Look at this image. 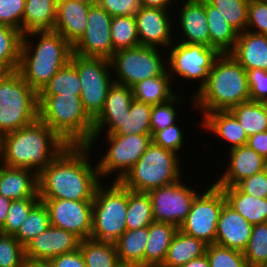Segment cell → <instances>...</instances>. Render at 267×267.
<instances>
[{"mask_svg": "<svg viewBox=\"0 0 267 267\" xmlns=\"http://www.w3.org/2000/svg\"><path fill=\"white\" fill-rule=\"evenodd\" d=\"M88 145H68L37 174L40 199L93 201L100 176ZM91 164V165H90Z\"/></svg>", "mask_w": 267, "mask_h": 267, "instance_id": "6da1fadb", "label": "cell"}, {"mask_svg": "<svg viewBox=\"0 0 267 267\" xmlns=\"http://www.w3.org/2000/svg\"><path fill=\"white\" fill-rule=\"evenodd\" d=\"M68 146L49 126L36 122L0 137V163L38 174Z\"/></svg>", "mask_w": 267, "mask_h": 267, "instance_id": "7a4b0ae2", "label": "cell"}, {"mask_svg": "<svg viewBox=\"0 0 267 267\" xmlns=\"http://www.w3.org/2000/svg\"><path fill=\"white\" fill-rule=\"evenodd\" d=\"M31 36L40 37L36 46L30 45ZM72 54L73 46L58 32H32L22 37L17 71L39 93L58 70L70 62Z\"/></svg>", "mask_w": 267, "mask_h": 267, "instance_id": "3957f363", "label": "cell"}, {"mask_svg": "<svg viewBox=\"0 0 267 267\" xmlns=\"http://www.w3.org/2000/svg\"><path fill=\"white\" fill-rule=\"evenodd\" d=\"M194 105L204 113L228 111L250 100L246 70L230 53L220 54L209 73L205 86L194 94Z\"/></svg>", "mask_w": 267, "mask_h": 267, "instance_id": "277c9868", "label": "cell"}, {"mask_svg": "<svg viewBox=\"0 0 267 267\" xmlns=\"http://www.w3.org/2000/svg\"><path fill=\"white\" fill-rule=\"evenodd\" d=\"M39 119L68 145H89L94 120L77 95H38Z\"/></svg>", "mask_w": 267, "mask_h": 267, "instance_id": "5b68a950", "label": "cell"}, {"mask_svg": "<svg viewBox=\"0 0 267 267\" xmlns=\"http://www.w3.org/2000/svg\"><path fill=\"white\" fill-rule=\"evenodd\" d=\"M39 119L38 93L18 71L0 73V137Z\"/></svg>", "mask_w": 267, "mask_h": 267, "instance_id": "8992f818", "label": "cell"}, {"mask_svg": "<svg viewBox=\"0 0 267 267\" xmlns=\"http://www.w3.org/2000/svg\"><path fill=\"white\" fill-rule=\"evenodd\" d=\"M177 155L151 142L120 182L136 192H148L175 183L181 179Z\"/></svg>", "mask_w": 267, "mask_h": 267, "instance_id": "52a82bcc", "label": "cell"}, {"mask_svg": "<svg viewBox=\"0 0 267 267\" xmlns=\"http://www.w3.org/2000/svg\"><path fill=\"white\" fill-rule=\"evenodd\" d=\"M101 184L93 199L90 238L114 243L127 230L128 189L120 181L112 182L106 189Z\"/></svg>", "mask_w": 267, "mask_h": 267, "instance_id": "ba28073f", "label": "cell"}, {"mask_svg": "<svg viewBox=\"0 0 267 267\" xmlns=\"http://www.w3.org/2000/svg\"><path fill=\"white\" fill-rule=\"evenodd\" d=\"M70 63L76 68L81 84L84 109L94 120L102 111L110 87L114 84L110 60L72 54ZM111 71V72H110Z\"/></svg>", "mask_w": 267, "mask_h": 267, "instance_id": "9c48e42d", "label": "cell"}, {"mask_svg": "<svg viewBox=\"0 0 267 267\" xmlns=\"http://www.w3.org/2000/svg\"><path fill=\"white\" fill-rule=\"evenodd\" d=\"M158 50V47L139 45L115 51L110 59L111 68L118 78L114 83L131 88L145 79L161 76L166 71L167 58L162 60Z\"/></svg>", "mask_w": 267, "mask_h": 267, "instance_id": "30bf717a", "label": "cell"}, {"mask_svg": "<svg viewBox=\"0 0 267 267\" xmlns=\"http://www.w3.org/2000/svg\"><path fill=\"white\" fill-rule=\"evenodd\" d=\"M201 194L195 197L179 230L210 245L215 243L217 223L226 199L221 188L215 184Z\"/></svg>", "mask_w": 267, "mask_h": 267, "instance_id": "8fae6325", "label": "cell"}, {"mask_svg": "<svg viewBox=\"0 0 267 267\" xmlns=\"http://www.w3.org/2000/svg\"><path fill=\"white\" fill-rule=\"evenodd\" d=\"M106 139L109 148L96 164L100 177L117 172L114 181H120L125 176L152 142L151 134H106Z\"/></svg>", "mask_w": 267, "mask_h": 267, "instance_id": "7c38bea8", "label": "cell"}, {"mask_svg": "<svg viewBox=\"0 0 267 267\" xmlns=\"http://www.w3.org/2000/svg\"><path fill=\"white\" fill-rule=\"evenodd\" d=\"M172 46V47H171ZM168 49V64L171 66L169 75L172 72L187 80H198L200 86L197 93L205 86L209 78L210 70L220 53L213 47L202 44L174 43Z\"/></svg>", "mask_w": 267, "mask_h": 267, "instance_id": "4fadbf2b", "label": "cell"}, {"mask_svg": "<svg viewBox=\"0 0 267 267\" xmlns=\"http://www.w3.org/2000/svg\"><path fill=\"white\" fill-rule=\"evenodd\" d=\"M194 190L179 180L148 191L154 221L170 223L179 228L191 210L195 197L199 194Z\"/></svg>", "mask_w": 267, "mask_h": 267, "instance_id": "5bb4252c", "label": "cell"}, {"mask_svg": "<svg viewBox=\"0 0 267 267\" xmlns=\"http://www.w3.org/2000/svg\"><path fill=\"white\" fill-rule=\"evenodd\" d=\"M111 21V15L97 3L92 4L87 16L85 33L73 45V53L110 60L115 53L111 40Z\"/></svg>", "mask_w": 267, "mask_h": 267, "instance_id": "9a60e30c", "label": "cell"}, {"mask_svg": "<svg viewBox=\"0 0 267 267\" xmlns=\"http://www.w3.org/2000/svg\"><path fill=\"white\" fill-rule=\"evenodd\" d=\"M49 212L50 225L73 233L80 240L89 239L92 231L93 201L40 199Z\"/></svg>", "mask_w": 267, "mask_h": 267, "instance_id": "2e32d148", "label": "cell"}, {"mask_svg": "<svg viewBox=\"0 0 267 267\" xmlns=\"http://www.w3.org/2000/svg\"><path fill=\"white\" fill-rule=\"evenodd\" d=\"M79 243L80 239L73 233L50 225L27 243L25 258L26 261L48 262L55 256L77 250Z\"/></svg>", "mask_w": 267, "mask_h": 267, "instance_id": "e0dca14e", "label": "cell"}, {"mask_svg": "<svg viewBox=\"0 0 267 267\" xmlns=\"http://www.w3.org/2000/svg\"><path fill=\"white\" fill-rule=\"evenodd\" d=\"M132 100V89L129 86L114 83L110 87L103 109L94 119L93 138L88 145L90 148L107 126L106 134H114L122 126L124 118L129 115Z\"/></svg>", "mask_w": 267, "mask_h": 267, "instance_id": "ac0fdd59", "label": "cell"}, {"mask_svg": "<svg viewBox=\"0 0 267 267\" xmlns=\"http://www.w3.org/2000/svg\"><path fill=\"white\" fill-rule=\"evenodd\" d=\"M167 9L141 7L134 16L141 46L168 48L173 44L172 23Z\"/></svg>", "mask_w": 267, "mask_h": 267, "instance_id": "d6986e66", "label": "cell"}, {"mask_svg": "<svg viewBox=\"0 0 267 267\" xmlns=\"http://www.w3.org/2000/svg\"><path fill=\"white\" fill-rule=\"evenodd\" d=\"M229 152V166L214 184L218 187H232L245 178L267 168V160L247 144L232 148Z\"/></svg>", "mask_w": 267, "mask_h": 267, "instance_id": "ffe728a7", "label": "cell"}, {"mask_svg": "<svg viewBox=\"0 0 267 267\" xmlns=\"http://www.w3.org/2000/svg\"><path fill=\"white\" fill-rule=\"evenodd\" d=\"M253 225L227 203L223 205L216 229L215 243L244 252Z\"/></svg>", "mask_w": 267, "mask_h": 267, "instance_id": "44dd1931", "label": "cell"}, {"mask_svg": "<svg viewBox=\"0 0 267 267\" xmlns=\"http://www.w3.org/2000/svg\"><path fill=\"white\" fill-rule=\"evenodd\" d=\"M91 5L92 3L78 0H57L53 30L61 34L73 46L85 33Z\"/></svg>", "mask_w": 267, "mask_h": 267, "instance_id": "7402d4cb", "label": "cell"}, {"mask_svg": "<svg viewBox=\"0 0 267 267\" xmlns=\"http://www.w3.org/2000/svg\"><path fill=\"white\" fill-rule=\"evenodd\" d=\"M0 195L11 201L39 198L37 173L28 168L8 167L0 163Z\"/></svg>", "mask_w": 267, "mask_h": 267, "instance_id": "603a6c76", "label": "cell"}, {"mask_svg": "<svg viewBox=\"0 0 267 267\" xmlns=\"http://www.w3.org/2000/svg\"><path fill=\"white\" fill-rule=\"evenodd\" d=\"M230 54L246 71H267V35L248 30L238 33L235 47Z\"/></svg>", "mask_w": 267, "mask_h": 267, "instance_id": "cb8c5ba5", "label": "cell"}, {"mask_svg": "<svg viewBox=\"0 0 267 267\" xmlns=\"http://www.w3.org/2000/svg\"><path fill=\"white\" fill-rule=\"evenodd\" d=\"M179 15V24L186 36L181 43L210 46L205 2L183 3Z\"/></svg>", "mask_w": 267, "mask_h": 267, "instance_id": "d4e9b609", "label": "cell"}, {"mask_svg": "<svg viewBox=\"0 0 267 267\" xmlns=\"http://www.w3.org/2000/svg\"><path fill=\"white\" fill-rule=\"evenodd\" d=\"M202 125L215 134L216 137H221L228 144L231 143L230 149L247 144L248 136L245 130L229 110L204 113Z\"/></svg>", "mask_w": 267, "mask_h": 267, "instance_id": "484cf974", "label": "cell"}, {"mask_svg": "<svg viewBox=\"0 0 267 267\" xmlns=\"http://www.w3.org/2000/svg\"><path fill=\"white\" fill-rule=\"evenodd\" d=\"M178 227L163 222H153L149 225V238L144 251V267H160L178 231Z\"/></svg>", "mask_w": 267, "mask_h": 267, "instance_id": "4316f807", "label": "cell"}, {"mask_svg": "<svg viewBox=\"0 0 267 267\" xmlns=\"http://www.w3.org/2000/svg\"><path fill=\"white\" fill-rule=\"evenodd\" d=\"M57 0H26L21 35L54 29Z\"/></svg>", "mask_w": 267, "mask_h": 267, "instance_id": "83f0119b", "label": "cell"}, {"mask_svg": "<svg viewBox=\"0 0 267 267\" xmlns=\"http://www.w3.org/2000/svg\"><path fill=\"white\" fill-rule=\"evenodd\" d=\"M226 203L241 214L250 224L267 222V198H258L241 192L236 186L220 187Z\"/></svg>", "mask_w": 267, "mask_h": 267, "instance_id": "f1b7e54d", "label": "cell"}, {"mask_svg": "<svg viewBox=\"0 0 267 267\" xmlns=\"http://www.w3.org/2000/svg\"><path fill=\"white\" fill-rule=\"evenodd\" d=\"M206 248V243L178 229L160 267H181L192 259L205 255Z\"/></svg>", "mask_w": 267, "mask_h": 267, "instance_id": "f546056e", "label": "cell"}, {"mask_svg": "<svg viewBox=\"0 0 267 267\" xmlns=\"http://www.w3.org/2000/svg\"><path fill=\"white\" fill-rule=\"evenodd\" d=\"M205 13L210 35V47L215 48L220 54L230 53L235 47L238 32L207 0L205 1Z\"/></svg>", "mask_w": 267, "mask_h": 267, "instance_id": "4dcf8cb0", "label": "cell"}, {"mask_svg": "<svg viewBox=\"0 0 267 267\" xmlns=\"http://www.w3.org/2000/svg\"><path fill=\"white\" fill-rule=\"evenodd\" d=\"M148 238L149 226L126 230L114 242L121 263L144 267V251Z\"/></svg>", "mask_w": 267, "mask_h": 267, "instance_id": "1f68e13d", "label": "cell"}, {"mask_svg": "<svg viewBox=\"0 0 267 267\" xmlns=\"http://www.w3.org/2000/svg\"><path fill=\"white\" fill-rule=\"evenodd\" d=\"M170 77L166 70L161 76L138 82L131 87L133 99L149 105L167 102L176 95L172 92Z\"/></svg>", "mask_w": 267, "mask_h": 267, "instance_id": "d6a6232c", "label": "cell"}, {"mask_svg": "<svg viewBox=\"0 0 267 267\" xmlns=\"http://www.w3.org/2000/svg\"><path fill=\"white\" fill-rule=\"evenodd\" d=\"M79 249L86 267H118L121 264L113 242L84 239L80 240Z\"/></svg>", "mask_w": 267, "mask_h": 267, "instance_id": "836d02e7", "label": "cell"}, {"mask_svg": "<svg viewBox=\"0 0 267 267\" xmlns=\"http://www.w3.org/2000/svg\"><path fill=\"white\" fill-rule=\"evenodd\" d=\"M229 111L237 118L248 137L267 130V103L249 100Z\"/></svg>", "mask_w": 267, "mask_h": 267, "instance_id": "e575fe53", "label": "cell"}, {"mask_svg": "<svg viewBox=\"0 0 267 267\" xmlns=\"http://www.w3.org/2000/svg\"><path fill=\"white\" fill-rule=\"evenodd\" d=\"M127 230L148 227L154 222L152 203L148 192H136L128 189L126 213Z\"/></svg>", "mask_w": 267, "mask_h": 267, "instance_id": "d590c367", "label": "cell"}, {"mask_svg": "<svg viewBox=\"0 0 267 267\" xmlns=\"http://www.w3.org/2000/svg\"><path fill=\"white\" fill-rule=\"evenodd\" d=\"M21 32L0 24V69L17 71L20 63Z\"/></svg>", "mask_w": 267, "mask_h": 267, "instance_id": "8d00e7d4", "label": "cell"}, {"mask_svg": "<svg viewBox=\"0 0 267 267\" xmlns=\"http://www.w3.org/2000/svg\"><path fill=\"white\" fill-rule=\"evenodd\" d=\"M81 95V84L76 68L69 62L58 70L38 95Z\"/></svg>", "mask_w": 267, "mask_h": 267, "instance_id": "74e56055", "label": "cell"}, {"mask_svg": "<svg viewBox=\"0 0 267 267\" xmlns=\"http://www.w3.org/2000/svg\"><path fill=\"white\" fill-rule=\"evenodd\" d=\"M50 226L49 212L43 201H39L21 224L14 238L24 247L34 237Z\"/></svg>", "mask_w": 267, "mask_h": 267, "instance_id": "f35d334b", "label": "cell"}, {"mask_svg": "<svg viewBox=\"0 0 267 267\" xmlns=\"http://www.w3.org/2000/svg\"><path fill=\"white\" fill-rule=\"evenodd\" d=\"M152 105L132 100L129 115L122 126L112 135L151 134L150 116Z\"/></svg>", "mask_w": 267, "mask_h": 267, "instance_id": "ab89813d", "label": "cell"}, {"mask_svg": "<svg viewBox=\"0 0 267 267\" xmlns=\"http://www.w3.org/2000/svg\"><path fill=\"white\" fill-rule=\"evenodd\" d=\"M111 40L114 51L140 45L134 16H114L111 21Z\"/></svg>", "mask_w": 267, "mask_h": 267, "instance_id": "60d3db41", "label": "cell"}, {"mask_svg": "<svg viewBox=\"0 0 267 267\" xmlns=\"http://www.w3.org/2000/svg\"><path fill=\"white\" fill-rule=\"evenodd\" d=\"M238 32L246 30L249 0H207Z\"/></svg>", "mask_w": 267, "mask_h": 267, "instance_id": "b9f144b4", "label": "cell"}, {"mask_svg": "<svg viewBox=\"0 0 267 267\" xmlns=\"http://www.w3.org/2000/svg\"><path fill=\"white\" fill-rule=\"evenodd\" d=\"M243 253L248 267L267 262V222L253 225L251 237Z\"/></svg>", "mask_w": 267, "mask_h": 267, "instance_id": "7bdbcfd3", "label": "cell"}, {"mask_svg": "<svg viewBox=\"0 0 267 267\" xmlns=\"http://www.w3.org/2000/svg\"><path fill=\"white\" fill-rule=\"evenodd\" d=\"M40 201V198H23L11 201V205L0 233L15 235L21 224L27 218L31 209Z\"/></svg>", "mask_w": 267, "mask_h": 267, "instance_id": "ee69618b", "label": "cell"}, {"mask_svg": "<svg viewBox=\"0 0 267 267\" xmlns=\"http://www.w3.org/2000/svg\"><path fill=\"white\" fill-rule=\"evenodd\" d=\"M206 256L210 267H248L243 252L216 243L207 245Z\"/></svg>", "mask_w": 267, "mask_h": 267, "instance_id": "f6af8a7d", "label": "cell"}, {"mask_svg": "<svg viewBox=\"0 0 267 267\" xmlns=\"http://www.w3.org/2000/svg\"><path fill=\"white\" fill-rule=\"evenodd\" d=\"M25 248L13 235L0 233V267H25Z\"/></svg>", "mask_w": 267, "mask_h": 267, "instance_id": "bcb514c9", "label": "cell"}, {"mask_svg": "<svg viewBox=\"0 0 267 267\" xmlns=\"http://www.w3.org/2000/svg\"><path fill=\"white\" fill-rule=\"evenodd\" d=\"M179 99L181 98L175 95L167 102L152 105L150 116L151 135L155 131H162L169 125L176 123L177 113L174 104L177 105Z\"/></svg>", "mask_w": 267, "mask_h": 267, "instance_id": "7dc6e473", "label": "cell"}, {"mask_svg": "<svg viewBox=\"0 0 267 267\" xmlns=\"http://www.w3.org/2000/svg\"><path fill=\"white\" fill-rule=\"evenodd\" d=\"M26 0H0V24L22 32Z\"/></svg>", "mask_w": 267, "mask_h": 267, "instance_id": "c3c4849f", "label": "cell"}, {"mask_svg": "<svg viewBox=\"0 0 267 267\" xmlns=\"http://www.w3.org/2000/svg\"><path fill=\"white\" fill-rule=\"evenodd\" d=\"M246 30L267 35V0H249Z\"/></svg>", "mask_w": 267, "mask_h": 267, "instance_id": "681fc988", "label": "cell"}, {"mask_svg": "<svg viewBox=\"0 0 267 267\" xmlns=\"http://www.w3.org/2000/svg\"><path fill=\"white\" fill-rule=\"evenodd\" d=\"M183 136L182 129L175 123L169 125L162 131H155L151 135V139L156 145L177 154V151L181 150L180 148L183 146Z\"/></svg>", "mask_w": 267, "mask_h": 267, "instance_id": "f907efd6", "label": "cell"}, {"mask_svg": "<svg viewBox=\"0 0 267 267\" xmlns=\"http://www.w3.org/2000/svg\"><path fill=\"white\" fill-rule=\"evenodd\" d=\"M96 3L112 17L135 16L141 8L139 0H97Z\"/></svg>", "mask_w": 267, "mask_h": 267, "instance_id": "816d5d0a", "label": "cell"}, {"mask_svg": "<svg viewBox=\"0 0 267 267\" xmlns=\"http://www.w3.org/2000/svg\"><path fill=\"white\" fill-rule=\"evenodd\" d=\"M241 192L258 198H267V168L245 178L235 185Z\"/></svg>", "mask_w": 267, "mask_h": 267, "instance_id": "f5cc1de1", "label": "cell"}, {"mask_svg": "<svg viewBox=\"0 0 267 267\" xmlns=\"http://www.w3.org/2000/svg\"><path fill=\"white\" fill-rule=\"evenodd\" d=\"M250 88V100L267 103V71L260 69L247 70Z\"/></svg>", "mask_w": 267, "mask_h": 267, "instance_id": "db71d44e", "label": "cell"}, {"mask_svg": "<svg viewBox=\"0 0 267 267\" xmlns=\"http://www.w3.org/2000/svg\"><path fill=\"white\" fill-rule=\"evenodd\" d=\"M51 267H86L84 257L78 248L77 250L55 256L48 261Z\"/></svg>", "mask_w": 267, "mask_h": 267, "instance_id": "11a10c76", "label": "cell"}, {"mask_svg": "<svg viewBox=\"0 0 267 267\" xmlns=\"http://www.w3.org/2000/svg\"><path fill=\"white\" fill-rule=\"evenodd\" d=\"M247 145L267 160V130L249 136Z\"/></svg>", "mask_w": 267, "mask_h": 267, "instance_id": "9f6ffc18", "label": "cell"}, {"mask_svg": "<svg viewBox=\"0 0 267 267\" xmlns=\"http://www.w3.org/2000/svg\"><path fill=\"white\" fill-rule=\"evenodd\" d=\"M141 7H153V8H161L167 9L171 6L172 0H139ZM169 5V6H168Z\"/></svg>", "mask_w": 267, "mask_h": 267, "instance_id": "6f0895ef", "label": "cell"}, {"mask_svg": "<svg viewBox=\"0 0 267 267\" xmlns=\"http://www.w3.org/2000/svg\"><path fill=\"white\" fill-rule=\"evenodd\" d=\"M11 205V200L0 195V229L4 226L6 216Z\"/></svg>", "mask_w": 267, "mask_h": 267, "instance_id": "680465c9", "label": "cell"}, {"mask_svg": "<svg viewBox=\"0 0 267 267\" xmlns=\"http://www.w3.org/2000/svg\"><path fill=\"white\" fill-rule=\"evenodd\" d=\"M181 267H210L208 258L205 255L192 259L191 261H189L188 263L184 264Z\"/></svg>", "mask_w": 267, "mask_h": 267, "instance_id": "91938a15", "label": "cell"}, {"mask_svg": "<svg viewBox=\"0 0 267 267\" xmlns=\"http://www.w3.org/2000/svg\"><path fill=\"white\" fill-rule=\"evenodd\" d=\"M25 267H51L48 262L27 261Z\"/></svg>", "mask_w": 267, "mask_h": 267, "instance_id": "94428289", "label": "cell"}, {"mask_svg": "<svg viewBox=\"0 0 267 267\" xmlns=\"http://www.w3.org/2000/svg\"><path fill=\"white\" fill-rule=\"evenodd\" d=\"M118 267H140V266L133 265V264H123V263H121Z\"/></svg>", "mask_w": 267, "mask_h": 267, "instance_id": "6125c7cd", "label": "cell"}, {"mask_svg": "<svg viewBox=\"0 0 267 267\" xmlns=\"http://www.w3.org/2000/svg\"><path fill=\"white\" fill-rule=\"evenodd\" d=\"M185 3H192V2H205L206 0H184Z\"/></svg>", "mask_w": 267, "mask_h": 267, "instance_id": "be15d7a7", "label": "cell"}, {"mask_svg": "<svg viewBox=\"0 0 267 267\" xmlns=\"http://www.w3.org/2000/svg\"><path fill=\"white\" fill-rule=\"evenodd\" d=\"M78 1L95 4L97 0H78Z\"/></svg>", "mask_w": 267, "mask_h": 267, "instance_id": "e7e4bbea", "label": "cell"}, {"mask_svg": "<svg viewBox=\"0 0 267 267\" xmlns=\"http://www.w3.org/2000/svg\"><path fill=\"white\" fill-rule=\"evenodd\" d=\"M256 267H267V262H265L264 264L258 265Z\"/></svg>", "mask_w": 267, "mask_h": 267, "instance_id": "03108f58", "label": "cell"}]
</instances>
